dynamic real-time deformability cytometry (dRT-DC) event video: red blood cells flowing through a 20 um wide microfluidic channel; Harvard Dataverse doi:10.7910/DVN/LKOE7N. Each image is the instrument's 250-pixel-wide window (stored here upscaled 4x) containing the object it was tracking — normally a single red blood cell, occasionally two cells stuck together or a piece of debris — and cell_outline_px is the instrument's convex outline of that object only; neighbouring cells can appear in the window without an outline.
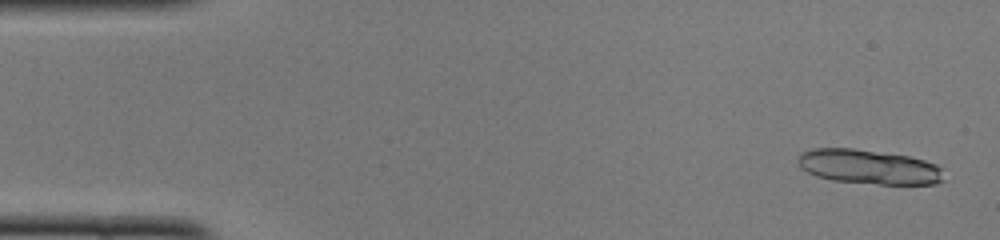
{"species": "common noctule bat (a hibernating species)", "species_latin": "Nyctalus noctula", "temperature_condition": "cold", "stored_images_in_passage": 51, "segment_of_instrument_passage": [1, 2], "camera_frame_rate_fps": 3000, "um_per_image_px": 0.085, "animal": {"sex": "female", "body_mass_g": 22.0, "forearm_length_mm": 56.7}, "frame": {"image": 1, "passage_image": 2, "time_ms": 0.333, "image_size_px": [1000, 240], "cell_outline_px": [[944, 180], [936, 184], [880, 184], [832, 180], [816, 176], [800, 168], [800, 152], [812, 148], [852, 148], [908, 156], [924, 160], [936, 164], [940, 168]], "centroid_in_image_um": [73.85, 14.18], "position_along_channel_um": 11.2, "area_um2": 29.13}}